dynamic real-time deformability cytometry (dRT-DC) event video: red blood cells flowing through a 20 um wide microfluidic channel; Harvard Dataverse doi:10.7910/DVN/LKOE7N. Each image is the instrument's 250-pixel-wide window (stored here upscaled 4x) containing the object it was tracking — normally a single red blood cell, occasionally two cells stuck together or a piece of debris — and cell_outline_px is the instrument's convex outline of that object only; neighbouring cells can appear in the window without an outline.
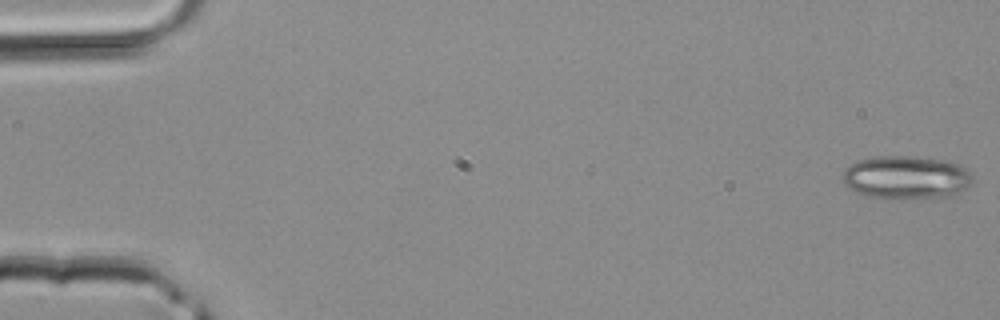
{"species": "common noctule bat (a hibernating species)", "species_latin": "Nyctalus noctula", "temperature_condition": "room temperature", "stored_images_in_passage": 42, "camera_frame_rate_fps": 3000, "um_per_image_px": 0.085, "animal": {"sex": "male", "body_mass_g": 20.4}, "frame": {"image": 1, "passage_image": 1, "time_ms": 0.0, "image_size_px": [1000, 320], "cell_outline_px": [[972, 180], [964, 188], [952, 196], [904, 200], [868, 196], [856, 192], [848, 188], [840, 180], [844, 172], [856, 160], [876, 156], [916, 156], [948, 160], [960, 164], [972, 176]], "centroid_in_image_um": [77.0, 15.08], "position_along_channel_um": 8.0, "area_um2": 33.18}}
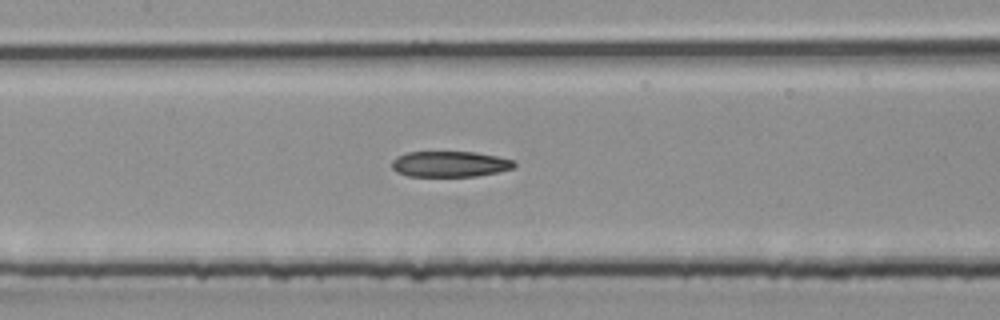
{"frame": {"image": 2, "passage_image": 20, "time_ms": 6.333, "image_size_px": [1000, 320], "cell_outline_px": [[516, 164], [512, 168], [496, 172], [476, 176], [408, 176], [396, 172], [392, 168], [392, 160], [396, 156], [408, 152], [476, 152], [496, 156], [512, 160]], "centroid_in_image_um": [38.19, 13.94], "position_along_channel_um": 169.2, "area_um2": 18.26}}
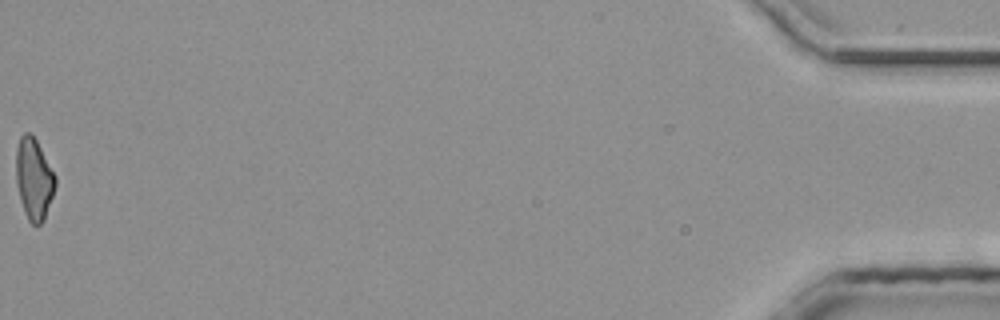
{"frame": {"image": 3, "passage_image": 42, "time_ms": 13.667, "image_size_px": [1000, 320], "cell_outline_px": [[56, 184], [44, 220], [40, 224], [32, 224], [28, 220], [24, 212], [20, 200], [16, 180], [16, 148], [20, 136], [24, 132], [28, 132], [36, 140], [56, 176]], "centroid_in_image_um": [2.87, 15.21], "position_along_channel_um": 432.3, "area_um2": 18.5}}